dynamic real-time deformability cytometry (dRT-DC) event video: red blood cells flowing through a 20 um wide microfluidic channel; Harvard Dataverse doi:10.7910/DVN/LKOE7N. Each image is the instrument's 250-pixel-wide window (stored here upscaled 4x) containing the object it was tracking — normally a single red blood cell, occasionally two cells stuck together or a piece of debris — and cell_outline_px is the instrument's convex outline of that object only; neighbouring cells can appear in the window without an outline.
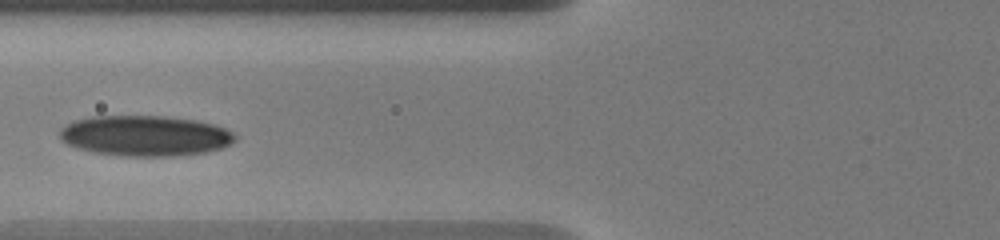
{"species": "human", "species_latin": "Homo sapiens", "temperature_condition": "warm", "stored_images_in_passage": 9, "camera_frame_rate_fps": 3000, "um_per_image_px": 0.085, "donor": {"sex": "male"}, "frame": {"image": 1, "passage_image": 8, "time_ms": 3.667, "image_size_px": [1000, 240], "cell_outline_px": [[236, 140], [220, 148], [204, 152], [172, 156], [124, 156], [96, 152], [80, 148], [68, 144], [60, 140], [60, 128], [72, 120], [92, 116], [164, 116], [196, 120], [212, 124], [224, 128], [232, 132], [236, 136]], "centroid_in_image_um": [12.3, 11.53], "position_along_channel_um": 113.5, "area_um2": 41.21}}